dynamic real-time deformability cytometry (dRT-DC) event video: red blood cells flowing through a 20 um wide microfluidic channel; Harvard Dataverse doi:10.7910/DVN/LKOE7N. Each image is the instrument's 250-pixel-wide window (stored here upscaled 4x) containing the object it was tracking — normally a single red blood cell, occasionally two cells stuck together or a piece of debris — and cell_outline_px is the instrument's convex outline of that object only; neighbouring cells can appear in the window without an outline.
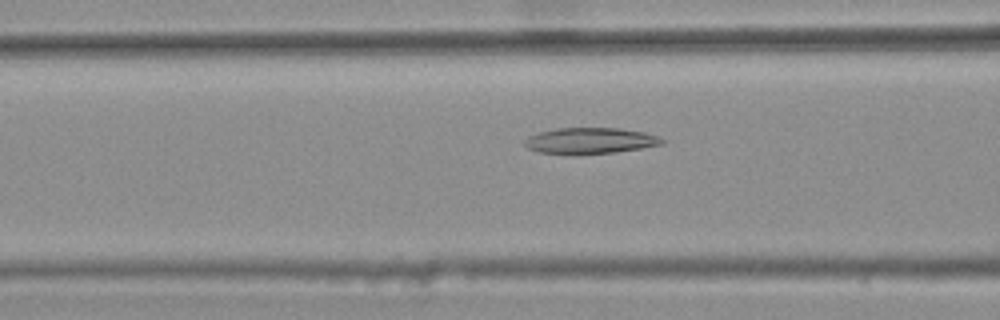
{"species": "common noctule bat (a hibernating species)", "species_latin": "Nyctalus noctula", "temperature_condition": "warm", "stored_images_in_passage": 46, "camera_frame_rate_fps": 3000, "um_per_image_px": 0.085, "animal": {"sex": "female", "body_mass_g": 25.1}, "frame": {"image": 1, "passage_image": 18, "time_ms": 5.667, "image_size_px": [1000, 320], "cell_outline_px": [[664, 144], [616, 152], [576, 156], [540, 152], [528, 148], [524, 144], [524, 140], [528, 136], [540, 132], [556, 128], [620, 128], [644, 132], [656, 136], [664, 140]], "centroid_in_image_um": [50.13, 11.98], "position_along_channel_um": 116.5, "area_um2": 21.15}}
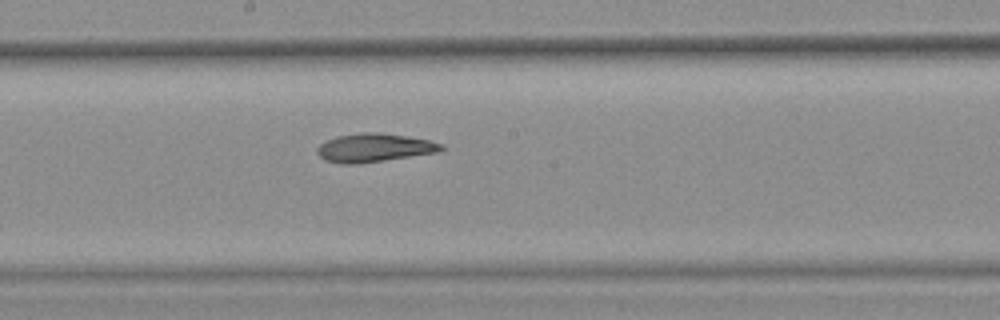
{"frame": {"image": 2, "passage_image": 26, "time_ms": 8.333, "image_size_px": [1000, 320], "cell_outline_px": [[444, 148], [440, 152], [356, 164], [344, 164], [324, 160], [316, 152], [316, 148], [320, 144], [336, 136], [360, 132], [376, 132], [408, 136], [428, 140], [444, 144]], "centroid_in_image_um": [31.81, 12.55], "position_along_channel_um": 216.4, "area_um2": 20.63}}
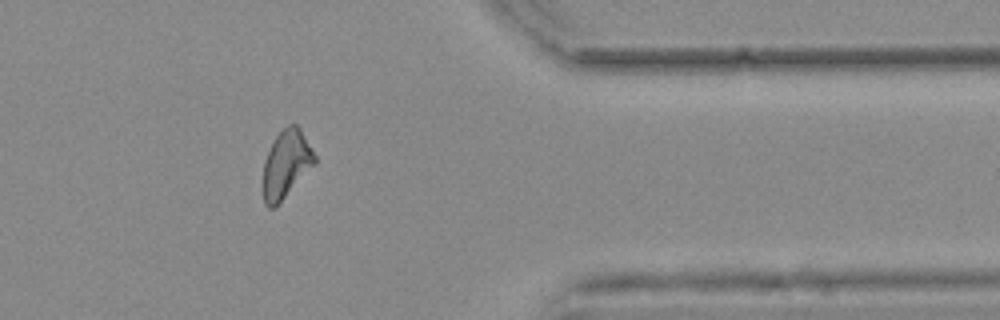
{"frame": {"image": 3, "passage_image": 41, "time_ms": 13.333, "image_size_px": [1000, 320], "cell_outline_px": [[316, 160], [276, 208], [268, 208], [264, 204], [264, 160], [276, 136], [288, 124], [296, 124], [300, 128], [316, 156]], "centroid_in_image_um": [24.31, 13.96], "position_along_channel_um": 387.1, "area_um2": 19.83}, "authors_computed_cell_mechanics": {"area_um2": 20.6635, "velocity_mm_per_s": 3.7583, "shape_relaxation_time_tau1_ms": null, "shape_relaxation_time_tau2_ms": 3.1313, "deformation_change_tau1": null, "deformation_change_tau2": 0.1002}}